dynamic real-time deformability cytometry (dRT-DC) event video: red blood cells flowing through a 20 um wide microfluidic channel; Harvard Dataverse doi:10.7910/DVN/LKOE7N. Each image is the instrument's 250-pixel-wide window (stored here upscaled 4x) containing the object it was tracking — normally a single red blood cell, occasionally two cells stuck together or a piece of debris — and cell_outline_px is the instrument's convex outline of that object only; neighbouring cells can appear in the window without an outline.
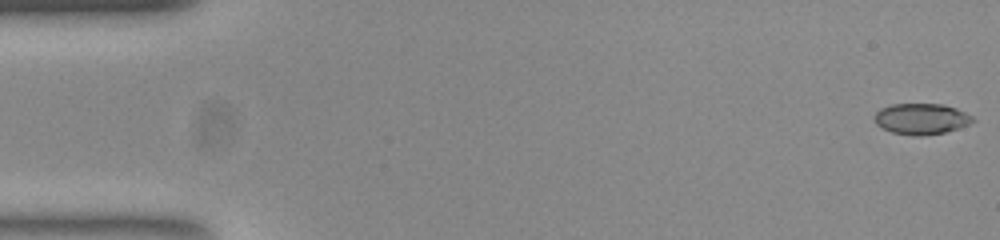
{"species": "common noctule bat (a hibernating species)", "species_latin": "Nyctalus noctula", "temperature_condition": "room temperature", "stored_images_in_passage": 54, "camera_frame_rate_fps": 3000, "um_per_image_px": 0.085, "animal": {"sex": "female", "body_mass_g": 23.0, "forearm_length_mm": 53.4}, "frame": {"image": 1, "passage_image": 1, "time_ms": 0.0, "image_size_px": [1000, 240], "cell_outline_px": [[976, 120], [968, 124], [944, 132], [920, 136], [912, 136], [892, 132], [876, 124], [872, 116], [880, 108], [892, 104], [940, 104], [956, 108], [972, 116]], "centroid_in_image_um": [78.27, 10.1], "position_along_channel_um": 6.7, "area_um2": 17.63}}
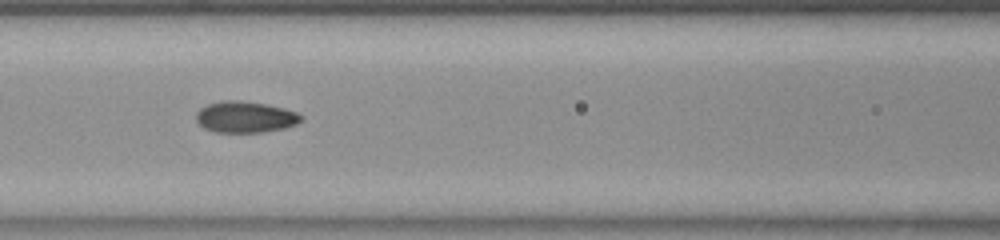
{"frame": {"image": 2, "passage_image": 23, "time_ms": 7.333, "image_size_px": [1000, 240], "cell_outline_px": [[304, 120], [296, 124], [284, 128], [260, 132], [212, 132], [204, 128], [196, 120], [196, 112], [200, 108], [208, 104], [224, 100], [240, 100], [264, 104], [284, 108], [296, 112], [304, 116]], "centroid_in_image_um": [20.85, 9.94], "position_along_channel_um": 145.8, "area_um2": 19.19}}
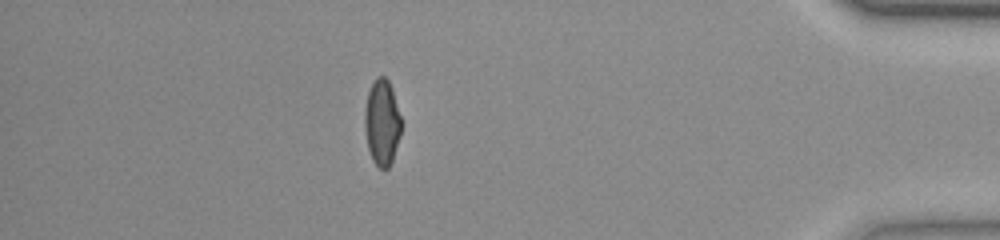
{"frame": {"image": 3, "passage_image": 47, "time_ms": 15.333, "image_size_px": [1000, 240], "cell_outline_px": [[404, 124], [392, 160], [388, 168], [380, 168], [372, 160], [368, 148], [364, 128], [364, 108], [368, 92], [376, 76], [384, 76], [388, 80], [392, 88]], "centroid_in_image_um": [32.48, 10.39], "position_along_channel_um": 402.7, "area_um2": 18.67}, "authors_computed_cell_mechanics": {"area_um2": 18.4382, "velocity_mm_per_s": 3.8096, "shape_relaxation_time_tau1_ms": 8.2926, "shape_relaxation_time_tau2_ms": 1.0609, "deformation_change_tau1": 0.2211, "deformation_change_tau2": 0.0486}}